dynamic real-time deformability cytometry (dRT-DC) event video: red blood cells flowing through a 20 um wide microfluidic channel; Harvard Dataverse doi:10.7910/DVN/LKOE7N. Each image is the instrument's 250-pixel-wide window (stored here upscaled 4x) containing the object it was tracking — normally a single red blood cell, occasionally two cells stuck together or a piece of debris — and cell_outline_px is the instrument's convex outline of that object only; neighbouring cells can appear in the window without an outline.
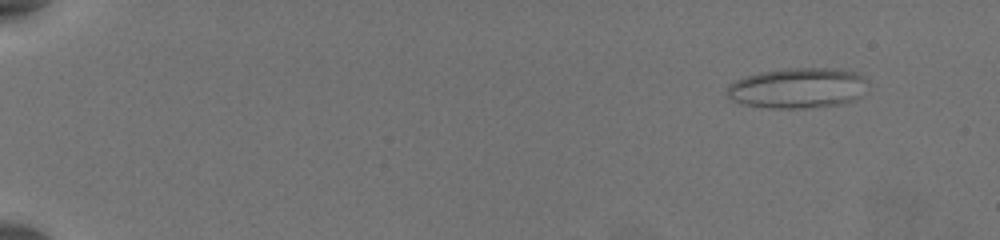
{"species": "common noctule bat (a hibernating species)", "species_latin": "Nyctalus noctula", "temperature_condition": "warm", "stored_images_in_passage": 57, "camera_frame_rate_fps": 3000, "um_per_image_px": 0.085, "animal": {"sex": "female", "body_mass_g": 19.5, "forearm_length_mm": 54.1}, "frame": {"image": 1, "passage_image": 6, "time_ms": 1.667, "image_size_px": [1000, 240], "cell_outline_px": [[868, 92], [856, 100], [840, 104], [808, 108], [768, 108], [744, 104], [732, 100], [724, 92], [728, 84], [736, 80], [748, 76], [764, 72], [788, 68], [812, 68], [852, 72], [860, 76], [864, 80]], "centroid_in_image_um": [67.78, 7.52], "position_along_channel_um": 17.2, "area_um2": 32.83}}
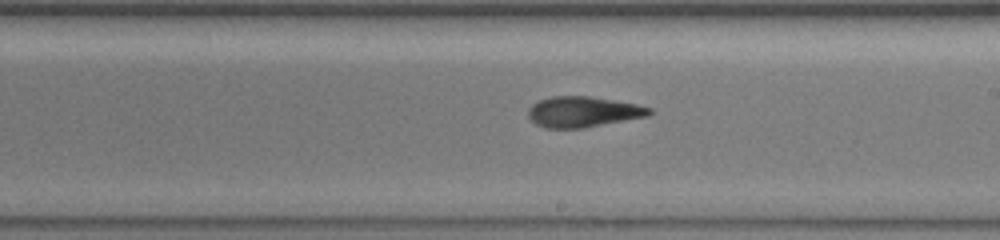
{"frame": {"image": 2, "passage_image": 36, "time_ms": 11.667, "image_size_px": [1000, 240], "cell_outline_px": [[652, 112], [648, 116], [584, 128], [544, 128], [536, 124], [528, 116], [528, 108], [532, 104], [540, 100], [552, 96], [588, 96], [636, 104], [652, 108]], "centroid_in_image_um": [49.55, 9.51], "position_along_channel_um": 239.5, "area_um2": 21.56}}
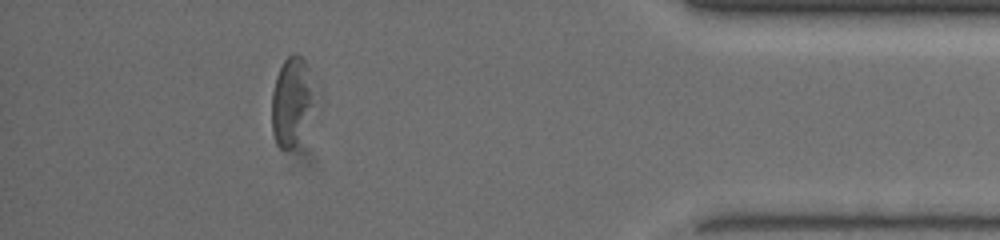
{"frame": {"image": 3, "passage_image": 52, "time_ms": 17.0, "image_size_px": [1000, 240], "cell_outline_px": [[324, 104], [296, 140], [288, 148], [280, 148], [276, 144], [272, 132], [272, 92], [276, 76], [284, 60], [292, 52], [300, 56], [304, 60], [324, 96]], "centroid_in_image_um": [24.98, 8.55], "position_along_channel_um": 410.2, "area_um2": 24.1}, "authors_computed_cell_mechanics": {"area_um2": 22.7154, "velocity_mm_per_s": 3.8824, "shape_relaxation_time_tau1_ms": 10.1645, "shape_relaxation_time_tau2_ms": 3.263, "deformation_change_tau1": 0.2416, "deformation_change_tau2": 0.1428}}